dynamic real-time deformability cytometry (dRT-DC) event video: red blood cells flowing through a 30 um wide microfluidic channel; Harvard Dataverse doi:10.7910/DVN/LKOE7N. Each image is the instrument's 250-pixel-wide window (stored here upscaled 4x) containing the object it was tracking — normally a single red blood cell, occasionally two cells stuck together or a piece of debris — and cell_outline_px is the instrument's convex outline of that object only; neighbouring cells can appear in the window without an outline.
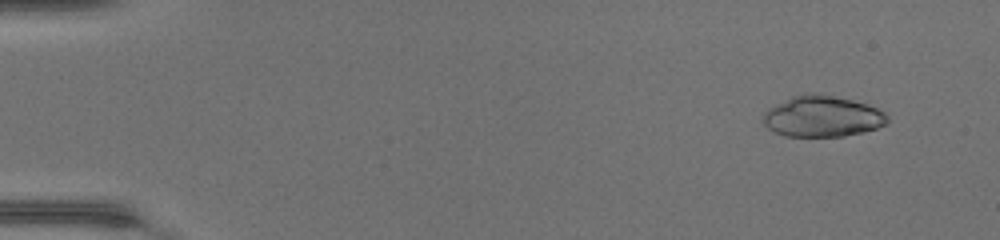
{"species": "common noctule bat (a hibernating species)", "species_latin": "Nyctalus noctula", "temperature_condition": "warm", "stored_images_in_passage": 36, "camera_frame_rate_fps": 3000, "um_per_image_px": 0.085, "animal": {"sex": "female", "body_mass_g": 17.0, "forearm_length_mm": 48.0}, "frame": {"image": 1, "passage_image": 4, "time_ms": 1.0, "image_size_px": [1000, 240], "cell_outline_px": [[888, 124], [864, 132], [844, 136], [784, 136], [768, 128], [764, 124], [764, 112], [768, 108], [792, 96], [808, 92], [816, 92], [852, 100], [868, 104], [884, 112], [888, 116]], "centroid_in_image_um": [69.91, 9.88], "position_along_channel_um": 15.1, "area_um2": 29.82}}
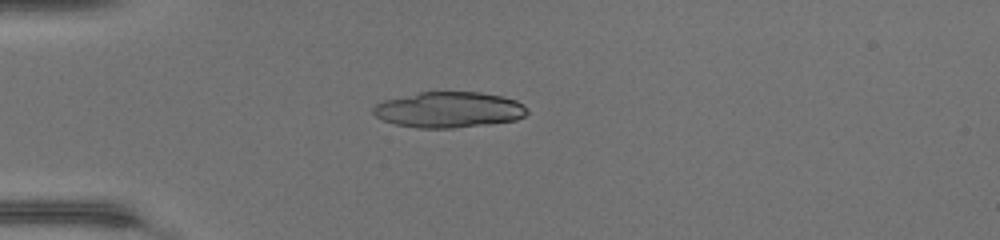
{"frame": {"image": 2, "passage_image": 14, "time_ms": 4.333, "image_size_px": [1000, 240], "cell_outline_px": [[528, 112], [524, 116], [516, 120], [452, 128], [416, 128], [396, 124], [384, 120], [376, 116], [372, 112], [372, 108], [376, 104], [384, 100], [420, 92], [480, 92], [500, 96], [516, 100], [524, 104], [528, 108]], "centroid_in_image_um": [38.16, 9.32], "position_along_channel_um": 46.8, "area_um2": 31.96}}